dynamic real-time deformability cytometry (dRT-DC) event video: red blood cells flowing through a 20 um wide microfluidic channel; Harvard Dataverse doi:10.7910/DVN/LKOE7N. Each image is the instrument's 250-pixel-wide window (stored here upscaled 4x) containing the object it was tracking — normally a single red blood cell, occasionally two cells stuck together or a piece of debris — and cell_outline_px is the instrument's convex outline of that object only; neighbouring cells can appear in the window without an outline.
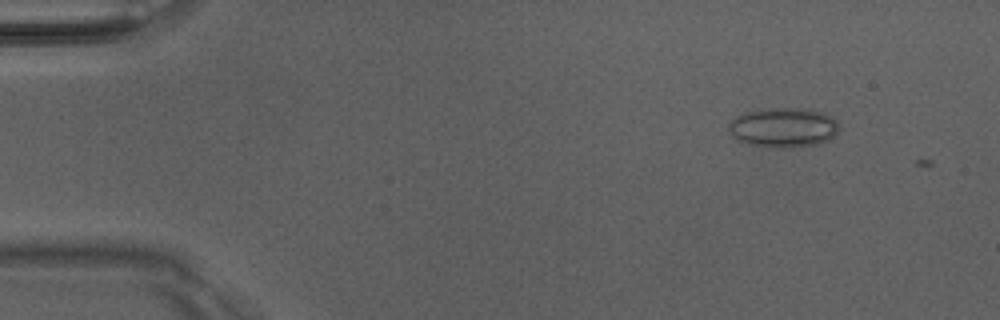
{"species": "Egyptian fruit bat (a non-hibernating species)", "species_latin": "Rousettus aegyptiacus", "temperature_condition": "room temperature", "stored_images_in_passage": 4, "camera_frame_rate_fps": 3000, "um_per_image_px": 0.085, "animal": {"sex": "male"}, "frame": {"image": 1, "passage_image": 2, "time_ms": 0.333, "image_size_px": [1000, 320], "cell_outline_px": [[840, 128], [828, 140], [816, 144], [784, 148], [768, 148], [748, 144], [736, 140], [732, 136], [728, 128], [728, 124], [736, 116], [748, 112], [772, 108], [812, 108], [824, 112], [832, 116], [840, 124]], "centroid_in_image_um": [66.6, 10.84], "position_along_channel_um": 18.4, "area_um2": 25.84}}